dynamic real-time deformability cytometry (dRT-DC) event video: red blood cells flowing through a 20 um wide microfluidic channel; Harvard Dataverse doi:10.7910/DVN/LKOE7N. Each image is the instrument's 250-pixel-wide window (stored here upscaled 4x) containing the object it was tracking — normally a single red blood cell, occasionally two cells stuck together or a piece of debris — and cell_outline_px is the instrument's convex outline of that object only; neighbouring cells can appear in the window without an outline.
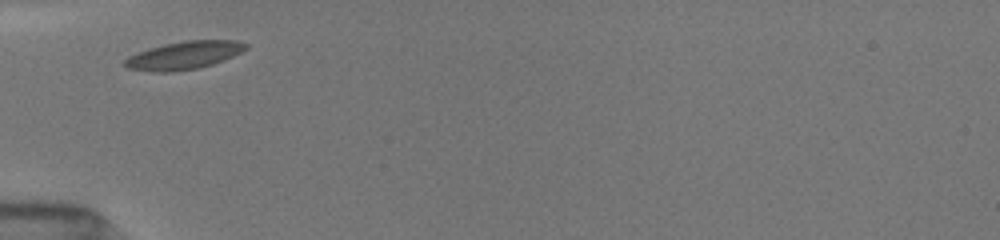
{"species": "common noctule bat (a hibernating species)", "species_latin": "Nyctalus noctula", "temperature_condition": "room temperature", "stored_images_in_passage": 12, "camera_frame_rate_fps": 3000, "um_per_image_px": 0.085, "animal": {"sex": "female", "body_mass_g": 19.5, "forearm_length_mm": 54.1}, "frame": {"image": 1, "passage_image": 1, "time_ms": 0.0, "image_size_px": [1000, 240], "cell_outline_px": [[248, 48], [224, 60], [212, 64], [196, 68], [172, 72], [152, 72], [128, 68], [120, 64], [128, 56], [164, 44], [184, 40], [236, 40], [248, 44]], "centroid_in_image_um": [15.63, 4.7], "position_along_channel_um": 69.4, "area_um2": 19.65}}
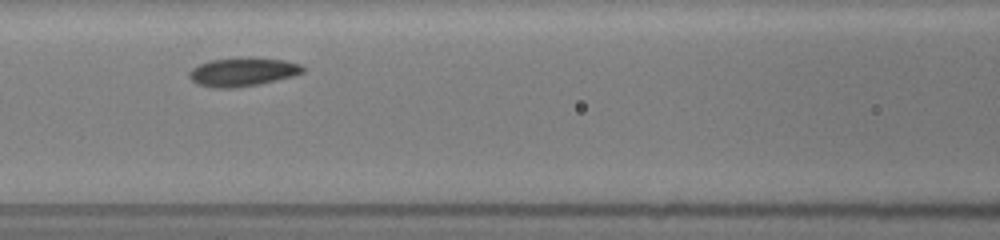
{"frame": {"image": 2, "passage_image": 5, "time_ms": 2.0, "image_size_px": [1000, 240], "cell_outline_px": [[304, 72], [292, 76], [260, 84], [236, 88], [212, 88], [196, 84], [188, 76], [188, 72], [192, 68], [208, 60], [236, 56], [252, 56], [284, 60], [300, 64], [304, 68]], "centroid_in_image_um": [20.59, 6.09], "position_along_channel_um": 146.0, "area_um2": 19.54}}
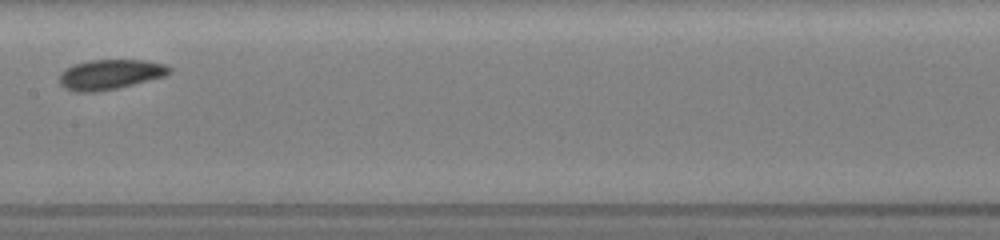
{"frame": {"image": 3, "passage_image": 8, "time_ms": 3.333, "image_size_px": [1000, 240], "cell_outline_px": [[172, 72], [168, 76], [116, 88], [96, 92], [76, 92], [64, 88], [60, 84], [60, 72], [72, 64], [88, 60], [148, 60], [164, 64], [172, 68]], "centroid_in_image_um": [9.38, 6.32], "position_along_channel_um": 198.0, "area_um2": 19.48}}